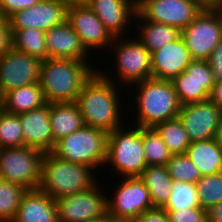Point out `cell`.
Returning <instances> with one entry per match:
<instances>
[{
	"mask_svg": "<svg viewBox=\"0 0 222 222\" xmlns=\"http://www.w3.org/2000/svg\"><path fill=\"white\" fill-rule=\"evenodd\" d=\"M105 71H96L77 96L84 125L110 133L122 127L118 89ZM117 90V91H116ZM118 96V97H117Z\"/></svg>",
	"mask_w": 222,
	"mask_h": 222,
	"instance_id": "1",
	"label": "cell"
},
{
	"mask_svg": "<svg viewBox=\"0 0 222 222\" xmlns=\"http://www.w3.org/2000/svg\"><path fill=\"white\" fill-rule=\"evenodd\" d=\"M90 64V61L74 59L47 58L43 60L39 83L46 102H76L84 84L97 71L96 67Z\"/></svg>",
	"mask_w": 222,
	"mask_h": 222,
	"instance_id": "2",
	"label": "cell"
},
{
	"mask_svg": "<svg viewBox=\"0 0 222 222\" xmlns=\"http://www.w3.org/2000/svg\"><path fill=\"white\" fill-rule=\"evenodd\" d=\"M136 126L154 127L156 124L178 117L181 104L171 80L148 78L136 82ZM139 88V89H138Z\"/></svg>",
	"mask_w": 222,
	"mask_h": 222,
	"instance_id": "3",
	"label": "cell"
},
{
	"mask_svg": "<svg viewBox=\"0 0 222 222\" xmlns=\"http://www.w3.org/2000/svg\"><path fill=\"white\" fill-rule=\"evenodd\" d=\"M93 170L87 165L59 159L51 152L45 153L39 189L55 200L85 191L97 183Z\"/></svg>",
	"mask_w": 222,
	"mask_h": 222,
	"instance_id": "4",
	"label": "cell"
},
{
	"mask_svg": "<svg viewBox=\"0 0 222 222\" xmlns=\"http://www.w3.org/2000/svg\"><path fill=\"white\" fill-rule=\"evenodd\" d=\"M107 139L106 131L84 125L57 141L51 153L59 159L96 169L106 164Z\"/></svg>",
	"mask_w": 222,
	"mask_h": 222,
	"instance_id": "5",
	"label": "cell"
},
{
	"mask_svg": "<svg viewBox=\"0 0 222 222\" xmlns=\"http://www.w3.org/2000/svg\"><path fill=\"white\" fill-rule=\"evenodd\" d=\"M122 128V129H121ZM110 164L121 177H140L147 167L142 141V127H119L108 133L106 165Z\"/></svg>",
	"mask_w": 222,
	"mask_h": 222,
	"instance_id": "6",
	"label": "cell"
},
{
	"mask_svg": "<svg viewBox=\"0 0 222 222\" xmlns=\"http://www.w3.org/2000/svg\"><path fill=\"white\" fill-rule=\"evenodd\" d=\"M44 153L27 146L2 148L0 151V178L24 186L28 190L39 189Z\"/></svg>",
	"mask_w": 222,
	"mask_h": 222,
	"instance_id": "7",
	"label": "cell"
},
{
	"mask_svg": "<svg viewBox=\"0 0 222 222\" xmlns=\"http://www.w3.org/2000/svg\"><path fill=\"white\" fill-rule=\"evenodd\" d=\"M123 179L114 198H107V216L112 222H134L145 210L153 208L150 192L140 177Z\"/></svg>",
	"mask_w": 222,
	"mask_h": 222,
	"instance_id": "8",
	"label": "cell"
},
{
	"mask_svg": "<svg viewBox=\"0 0 222 222\" xmlns=\"http://www.w3.org/2000/svg\"><path fill=\"white\" fill-rule=\"evenodd\" d=\"M113 44L110 48L115 51V68L119 75L116 78L119 82L128 86L152 77L151 52L138 38L115 37Z\"/></svg>",
	"mask_w": 222,
	"mask_h": 222,
	"instance_id": "9",
	"label": "cell"
},
{
	"mask_svg": "<svg viewBox=\"0 0 222 222\" xmlns=\"http://www.w3.org/2000/svg\"><path fill=\"white\" fill-rule=\"evenodd\" d=\"M56 199L59 222H89L108 218L107 194L101 185ZM99 186V187H98ZM103 194H101L102 192Z\"/></svg>",
	"mask_w": 222,
	"mask_h": 222,
	"instance_id": "10",
	"label": "cell"
},
{
	"mask_svg": "<svg viewBox=\"0 0 222 222\" xmlns=\"http://www.w3.org/2000/svg\"><path fill=\"white\" fill-rule=\"evenodd\" d=\"M181 37L192 59L207 60L222 40L219 30V9H202L181 31Z\"/></svg>",
	"mask_w": 222,
	"mask_h": 222,
	"instance_id": "11",
	"label": "cell"
},
{
	"mask_svg": "<svg viewBox=\"0 0 222 222\" xmlns=\"http://www.w3.org/2000/svg\"><path fill=\"white\" fill-rule=\"evenodd\" d=\"M202 9L195 0H141L137 12L146 20L182 31Z\"/></svg>",
	"mask_w": 222,
	"mask_h": 222,
	"instance_id": "12",
	"label": "cell"
},
{
	"mask_svg": "<svg viewBox=\"0 0 222 222\" xmlns=\"http://www.w3.org/2000/svg\"><path fill=\"white\" fill-rule=\"evenodd\" d=\"M181 105L209 100L215 84L207 60L193 59L171 80Z\"/></svg>",
	"mask_w": 222,
	"mask_h": 222,
	"instance_id": "13",
	"label": "cell"
},
{
	"mask_svg": "<svg viewBox=\"0 0 222 222\" xmlns=\"http://www.w3.org/2000/svg\"><path fill=\"white\" fill-rule=\"evenodd\" d=\"M41 62L11 47L0 56V93L39 82Z\"/></svg>",
	"mask_w": 222,
	"mask_h": 222,
	"instance_id": "14",
	"label": "cell"
},
{
	"mask_svg": "<svg viewBox=\"0 0 222 222\" xmlns=\"http://www.w3.org/2000/svg\"><path fill=\"white\" fill-rule=\"evenodd\" d=\"M67 22L79 36L82 45L91 53V49L109 48L114 36L102 21L85 3H72L67 10Z\"/></svg>",
	"mask_w": 222,
	"mask_h": 222,
	"instance_id": "15",
	"label": "cell"
},
{
	"mask_svg": "<svg viewBox=\"0 0 222 222\" xmlns=\"http://www.w3.org/2000/svg\"><path fill=\"white\" fill-rule=\"evenodd\" d=\"M69 3L63 0H41L8 18L10 30L36 28L42 31L67 21Z\"/></svg>",
	"mask_w": 222,
	"mask_h": 222,
	"instance_id": "16",
	"label": "cell"
},
{
	"mask_svg": "<svg viewBox=\"0 0 222 222\" xmlns=\"http://www.w3.org/2000/svg\"><path fill=\"white\" fill-rule=\"evenodd\" d=\"M222 111L210 99L181 105L179 119L191 142L212 139L215 136Z\"/></svg>",
	"mask_w": 222,
	"mask_h": 222,
	"instance_id": "17",
	"label": "cell"
},
{
	"mask_svg": "<svg viewBox=\"0 0 222 222\" xmlns=\"http://www.w3.org/2000/svg\"><path fill=\"white\" fill-rule=\"evenodd\" d=\"M23 129L24 146L49 153L54 148L50 123V103L19 114Z\"/></svg>",
	"mask_w": 222,
	"mask_h": 222,
	"instance_id": "18",
	"label": "cell"
},
{
	"mask_svg": "<svg viewBox=\"0 0 222 222\" xmlns=\"http://www.w3.org/2000/svg\"><path fill=\"white\" fill-rule=\"evenodd\" d=\"M152 77L172 80L193 60L181 35L162 48L151 53Z\"/></svg>",
	"mask_w": 222,
	"mask_h": 222,
	"instance_id": "19",
	"label": "cell"
},
{
	"mask_svg": "<svg viewBox=\"0 0 222 222\" xmlns=\"http://www.w3.org/2000/svg\"><path fill=\"white\" fill-rule=\"evenodd\" d=\"M85 4L114 37L125 36V27L130 26L131 29L130 21L135 20L137 12V7L128 0H87Z\"/></svg>",
	"mask_w": 222,
	"mask_h": 222,
	"instance_id": "20",
	"label": "cell"
},
{
	"mask_svg": "<svg viewBox=\"0 0 222 222\" xmlns=\"http://www.w3.org/2000/svg\"><path fill=\"white\" fill-rule=\"evenodd\" d=\"M45 43L47 58L87 61L89 52L67 21L45 31Z\"/></svg>",
	"mask_w": 222,
	"mask_h": 222,
	"instance_id": "21",
	"label": "cell"
},
{
	"mask_svg": "<svg viewBox=\"0 0 222 222\" xmlns=\"http://www.w3.org/2000/svg\"><path fill=\"white\" fill-rule=\"evenodd\" d=\"M12 222H59L56 200L40 189L27 190Z\"/></svg>",
	"mask_w": 222,
	"mask_h": 222,
	"instance_id": "22",
	"label": "cell"
},
{
	"mask_svg": "<svg viewBox=\"0 0 222 222\" xmlns=\"http://www.w3.org/2000/svg\"><path fill=\"white\" fill-rule=\"evenodd\" d=\"M185 155L197 167L201 176L222 172V147L214 138L191 142Z\"/></svg>",
	"mask_w": 222,
	"mask_h": 222,
	"instance_id": "23",
	"label": "cell"
},
{
	"mask_svg": "<svg viewBox=\"0 0 222 222\" xmlns=\"http://www.w3.org/2000/svg\"><path fill=\"white\" fill-rule=\"evenodd\" d=\"M40 83L21 86L2 95L1 108L12 114H21L46 104Z\"/></svg>",
	"mask_w": 222,
	"mask_h": 222,
	"instance_id": "24",
	"label": "cell"
},
{
	"mask_svg": "<svg viewBox=\"0 0 222 222\" xmlns=\"http://www.w3.org/2000/svg\"><path fill=\"white\" fill-rule=\"evenodd\" d=\"M50 123L55 143L84 126L76 102L50 103Z\"/></svg>",
	"mask_w": 222,
	"mask_h": 222,
	"instance_id": "25",
	"label": "cell"
},
{
	"mask_svg": "<svg viewBox=\"0 0 222 222\" xmlns=\"http://www.w3.org/2000/svg\"><path fill=\"white\" fill-rule=\"evenodd\" d=\"M135 18L140 22L142 20V24L137 26L139 27L137 33L140 32L137 38L151 53L175 41L181 35V31L177 28L146 20L138 12H136Z\"/></svg>",
	"mask_w": 222,
	"mask_h": 222,
	"instance_id": "26",
	"label": "cell"
},
{
	"mask_svg": "<svg viewBox=\"0 0 222 222\" xmlns=\"http://www.w3.org/2000/svg\"><path fill=\"white\" fill-rule=\"evenodd\" d=\"M140 178L144 181L150 192L153 207L163 208L169 200L173 183L167 166H147Z\"/></svg>",
	"mask_w": 222,
	"mask_h": 222,
	"instance_id": "27",
	"label": "cell"
},
{
	"mask_svg": "<svg viewBox=\"0 0 222 222\" xmlns=\"http://www.w3.org/2000/svg\"><path fill=\"white\" fill-rule=\"evenodd\" d=\"M12 47L41 61L47 59L45 31L36 28L11 30Z\"/></svg>",
	"mask_w": 222,
	"mask_h": 222,
	"instance_id": "28",
	"label": "cell"
},
{
	"mask_svg": "<svg viewBox=\"0 0 222 222\" xmlns=\"http://www.w3.org/2000/svg\"><path fill=\"white\" fill-rule=\"evenodd\" d=\"M173 154H185L191 144L188 134L179 117L156 124L153 127Z\"/></svg>",
	"mask_w": 222,
	"mask_h": 222,
	"instance_id": "29",
	"label": "cell"
},
{
	"mask_svg": "<svg viewBox=\"0 0 222 222\" xmlns=\"http://www.w3.org/2000/svg\"><path fill=\"white\" fill-rule=\"evenodd\" d=\"M142 141L147 166H166L172 153L153 127H142Z\"/></svg>",
	"mask_w": 222,
	"mask_h": 222,
	"instance_id": "30",
	"label": "cell"
},
{
	"mask_svg": "<svg viewBox=\"0 0 222 222\" xmlns=\"http://www.w3.org/2000/svg\"><path fill=\"white\" fill-rule=\"evenodd\" d=\"M27 188L0 178V222H12Z\"/></svg>",
	"mask_w": 222,
	"mask_h": 222,
	"instance_id": "31",
	"label": "cell"
},
{
	"mask_svg": "<svg viewBox=\"0 0 222 222\" xmlns=\"http://www.w3.org/2000/svg\"><path fill=\"white\" fill-rule=\"evenodd\" d=\"M0 146L13 148L24 146L23 129L18 114L0 108Z\"/></svg>",
	"mask_w": 222,
	"mask_h": 222,
	"instance_id": "32",
	"label": "cell"
},
{
	"mask_svg": "<svg viewBox=\"0 0 222 222\" xmlns=\"http://www.w3.org/2000/svg\"><path fill=\"white\" fill-rule=\"evenodd\" d=\"M168 202L164 210L200 207L197 186L188 182L173 181Z\"/></svg>",
	"mask_w": 222,
	"mask_h": 222,
	"instance_id": "33",
	"label": "cell"
},
{
	"mask_svg": "<svg viewBox=\"0 0 222 222\" xmlns=\"http://www.w3.org/2000/svg\"><path fill=\"white\" fill-rule=\"evenodd\" d=\"M196 186L201 208L207 210L222 202V172L202 176Z\"/></svg>",
	"mask_w": 222,
	"mask_h": 222,
	"instance_id": "34",
	"label": "cell"
},
{
	"mask_svg": "<svg viewBox=\"0 0 222 222\" xmlns=\"http://www.w3.org/2000/svg\"><path fill=\"white\" fill-rule=\"evenodd\" d=\"M166 166L171 179L176 182L196 184L202 177L197 167L185 154H173Z\"/></svg>",
	"mask_w": 222,
	"mask_h": 222,
	"instance_id": "35",
	"label": "cell"
},
{
	"mask_svg": "<svg viewBox=\"0 0 222 222\" xmlns=\"http://www.w3.org/2000/svg\"><path fill=\"white\" fill-rule=\"evenodd\" d=\"M165 211L170 222H207V211L201 207Z\"/></svg>",
	"mask_w": 222,
	"mask_h": 222,
	"instance_id": "36",
	"label": "cell"
},
{
	"mask_svg": "<svg viewBox=\"0 0 222 222\" xmlns=\"http://www.w3.org/2000/svg\"><path fill=\"white\" fill-rule=\"evenodd\" d=\"M41 0H0V9L5 19H8L14 13L31 7Z\"/></svg>",
	"mask_w": 222,
	"mask_h": 222,
	"instance_id": "37",
	"label": "cell"
},
{
	"mask_svg": "<svg viewBox=\"0 0 222 222\" xmlns=\"http://www.w3.org/2000/svg\"><path fill=\"white\" fill-rule=\"evenodd\" d=\"M214 82L222 81V40L207 59Z\"/></svg>",
	"mask_w": 222,
	"mask_h": 222,
	"instance_id": "38",
	"label": "cell"
},
{
	"mask_svg": "<svg viewBox=\"0 0 222 222\" xmlns=\"http://www.w3.org/2000/svg\"><path fill=\"white\" fill-rule=\"evenodd\" d=\"M134 222H170L168 213L159 207L145 210Z\"/></svg>",
	"mask_w": 222,
	"mask_h": 222,
	"instance_id": "39",
	"label": "cell"
},
{
	"mask_svg": "<svg viewBox=\"0 0 222 222\" xmlns=\"http://www.w3.org/2000/svg\"><path fill=\"white\" fill-rule=\"evenodd\" d=\"M12 47V33L8 19L0 23V56L5 54Z\"/></svg>",
	"mask_w": 222,
	"mask_h": 222,
	"instance_id": "40",
	"label": "cell"
},
{
	"mask_svg": "<svg viewBox=\"0 0 222 222\" xmlns=\"http://www.w3.org/2000/svg\"><path fill=\"white\" fill-rule=\"evenodd\" d=\"M206 211L207 222H222V202L210 206Z\"/></svg>",
	"mask_w": 222,
	"mask_h": 222,
	"instance_id": "41",
	"label": "cell"
},
{
	"mask_svg": "<svg viewBox=\"0 0 222 222\" xmlns=\"http://www.w3.org/2000/svg\"><path fill=\"white\" fill-rule=\"evenodd\" d=\"M209 99L222 111V81L215 82Z\"/></svg>",
	"mask_w": 222,
	"mask_h": 222,
	"instance_id": "42",
	"label": "cell"
},
{
	"mask_svg": "<svg viewBox=\"0 0 222 222\" xmlns=\"http://www.w3.org/2000/svg\"><path fill=\"white\" fill-rule=\"evenodd\" d=\"M203 9H220L222 0H195Z\"/></svg>",
	"mask_w": 222,
	"mask_h": 222,
	"instance_id": "43",
	"label": "cell"
},
{
	"mask_svg": "<svg viewBox=\"0 0 222 222\" xmlns=\"http://www.w3.org/2000/svg\"><path fill=\"white\" fill-rule=\"evenodd\" d=\"M214 139L222 147V114H221L219 124L216 129V132H215Z\"/></svg>",
	"mask_w": 222,
	"mask_h": 222,
	"instance_id": "44",
	"label": "cell"
},
{
	"mask_svg": "<svg viewBox=\"0 0 222 222\" xmlns=\"http://www.w3.org/2000/svg\"><path fill=\"white\" fill-rule=\"evenodd\" d=\"M219 30L222 39V12L219 10Z\"/></svg>",
	"mask_w": 222,
	"mask_h": 222,
	"instance_id": "45",
	"label": "cell"
},
{
	"mask_svg": "<svg viewBox=\"0 0 222 222\" xmlns=\"http://www.w3.org/2000/svg\"><path fill=\"white\" fill-rule=\"evenodd\" d=\"M69 4H72V3H85L87 0H63Z\"/></svg>",
	"mask_w": 222,
	"mask_h": 222,
	"instance_id": "46",
	"label": "cell"
},
{
	"mask_svg": "<svg viewBox=\"0 0 222 222\" xmlns=\"http://www.w3.org/2000/svg\"><path fill=\"white\" fill-rule=\"evenodd\" d=\"M89 222H111L109 218H102V219H97L94 221H89Z\"/></svg>",
	"mask_w": 222,
	"mask_h": 222,
	"instance_id": "47",
	"label": "cell"
},
{
	"mask_svg": "<svg viewBox=\"0 0 222 222\" xmlns=\"http://www.w3.org/2000/svg\"><path fill=\"white\" fill-rule=\"evenodd\" d=\"M130 1L131 3H133L136 7L139 6V4L141 3V0H128Z\"/></svg>",
	"mask_w": 222,
	"mask_h": 222,
	"instance_id": "48",
	"label": "cell"
},
{
	"mask_svg": "<svg viewBox=\"0 0 222 222\" xmlns=\"http://www.w3.org/2000/svg\"><path fill=\"white\" fill-rule=\"evenodd\" d=\"M4 19H5V17L3 16L2 11H1V9H0V23H1Z\"/></svg>",
	"mask_w": 222,
	"mask_h": 222,
	"instance_id": "49",
	"label": "cell"
},
{
	"mask_svg": "<svg viewBox=\"0 0 222 222\" xmlns=\"http://www.w3.org/2000/svg\"><path fill=\"white\" fill-rule=\"evenodd\" d=\"M1 103H2V94L0 93V108H1Z\"/></svg>",
	"mask_w": 222,
	"mask_h": 222,
	"instance_id": "50",
	"label": "cell"
}]
</instances>
